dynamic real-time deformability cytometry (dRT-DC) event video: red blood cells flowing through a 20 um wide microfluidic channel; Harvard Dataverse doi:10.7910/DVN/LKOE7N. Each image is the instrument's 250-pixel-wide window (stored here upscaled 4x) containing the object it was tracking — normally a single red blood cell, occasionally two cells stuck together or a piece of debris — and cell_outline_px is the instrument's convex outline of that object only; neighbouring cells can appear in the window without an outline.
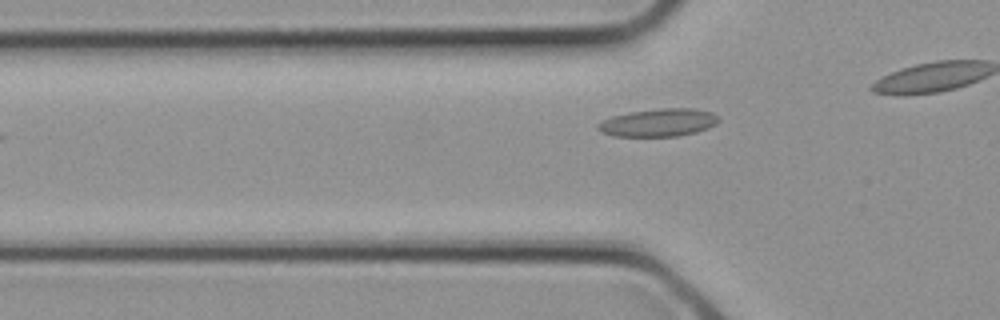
{"species": "common noctule bat (a hibernating species)", "species_latin": "Nyctalus noctula", "temperature_condition": "cold", "stored_images_in_passage": 4, "camera_frame_rate_fps": 3000, "um_per_image_px": 0.085, "animal": {"sex": "female", "body_mass_g": 21.9}, "frame": {"image": 1, "passage_image": 4, "time_ms": 1.0, "image_size_px": [1000, 320], "cell_outline_px": [[720, 120], [716, 124], [708, 128], [696, 132], [676, 136], [612, 136], [600, 132], [596, 128], [596, 124], [612, 116], [628, 112], [660, 108], [692, 108], [712, 112], [720, 116]], "centroid_in_image_um": [55.97, 10.41], "position_along_channel_um": 69.8, "area_um2": 19.77}}